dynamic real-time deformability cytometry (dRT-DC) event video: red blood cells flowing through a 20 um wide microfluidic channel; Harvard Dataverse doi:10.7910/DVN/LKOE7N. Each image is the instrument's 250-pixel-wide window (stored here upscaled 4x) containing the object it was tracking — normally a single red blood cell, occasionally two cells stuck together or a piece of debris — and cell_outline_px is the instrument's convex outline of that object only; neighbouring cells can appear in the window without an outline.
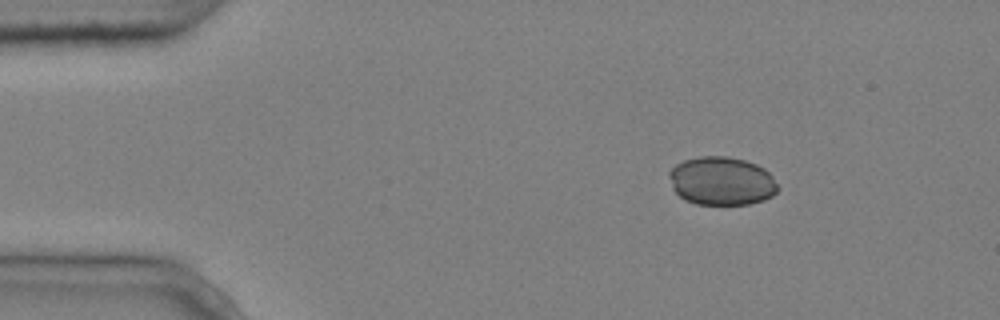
{"species": "common noctule bat (a hibernating species)", "species_latin": "Nyctalus noctula", "temperature_condition": "cold", "stored_images_in_passage": 5, "segment_of_instrument_passage": [1, 2], "camera_frame_rate_fps": 3000, "um_per_image_px": 0.085, "animal": {"sex": "male", "body_mass_g": 20.4}, "frame": {"image": 1, "passage_image": 2, "time_ms": 0.333, "image_size_px": [1000, 320], "cell_outline_px": [[780, 188], [772, 196], [764, 200], [748, 204], [696, 204], [684, 200], [672, 188], [668, 176], [668, 172], [676, 164], [684, 160], [700, 156], [728, 156], [744, 160], [756, 164], [764, 168], [772, 176]], "centroid_in_image_um": [61.33, 15.38], "position_along_channel_um": 23.7, "area_um2": 30.87}}